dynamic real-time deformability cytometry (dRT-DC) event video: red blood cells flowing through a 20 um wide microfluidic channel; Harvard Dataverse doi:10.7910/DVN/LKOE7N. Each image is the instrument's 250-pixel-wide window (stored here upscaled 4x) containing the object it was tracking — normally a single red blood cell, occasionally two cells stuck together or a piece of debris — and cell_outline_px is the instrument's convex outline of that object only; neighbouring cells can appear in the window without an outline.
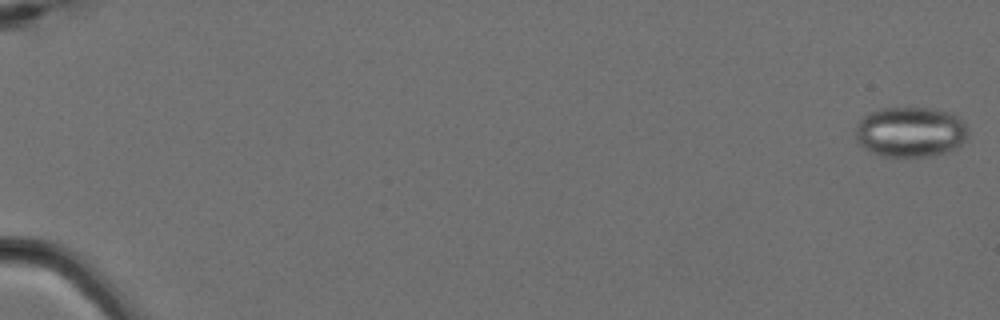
{"species": "Egyptian fruit bat (a non-hibernating species)", "species_latin": "Rousettus aegyptiacus", "temperature_condition": "cold", "stored_images_in_passage": 5, "camera_frame_rate_fps": 3000, "um_per_image_px": 0.085, "animal": {"sex": "female"}, "frame": {"image": 1, "passage_image": 1, "time_ms": 0.0, "image_size_px": [1000, 320], "cell_outline_px": [[968, 140], [956, 148], [948, 152], [932, 156], [880, 156], [856, 144], [856, 124], [868, 112], [884, 108], [932, 108], [952, 112], [960, 116], [964, 120], [968, 128]], "centroid_in_image_um": [77.43, 11.21], "position_along_channel_um": 7.6, "area_um2": 33.7}}